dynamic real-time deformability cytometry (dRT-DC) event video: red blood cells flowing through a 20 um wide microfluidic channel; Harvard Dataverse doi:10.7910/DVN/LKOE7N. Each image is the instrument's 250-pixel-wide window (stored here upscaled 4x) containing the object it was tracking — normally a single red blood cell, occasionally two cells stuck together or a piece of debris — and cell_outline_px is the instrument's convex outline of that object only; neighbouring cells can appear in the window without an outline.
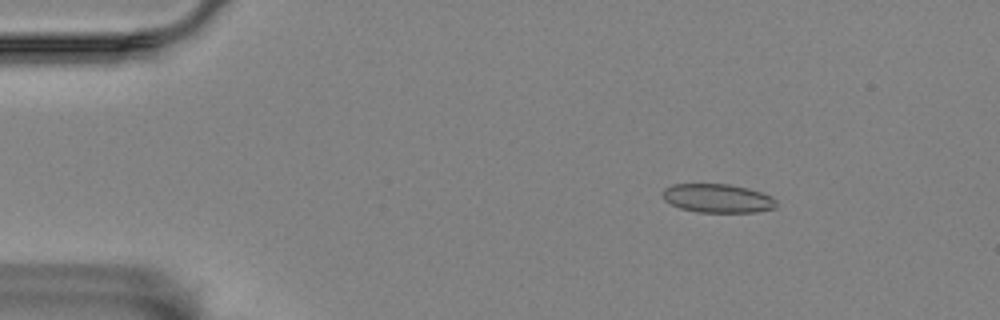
{"species": "Egyptian fruit bat (a non-hibernating species)", "species_latin": "Rousettus aegyptiacus", "temperature_condition": "room temperature", "stored_images_in_passage": 57, "camera_frame_rate_fps": 3000, "um_per_image_px": 0.085, "animal": {"sex": "female"}, "frame": {"image": 1, "passage_image": 8, "time_ms": 2.333, "image_size_px": [1000, 320], "cell_outline_px": [[776, 208], [756, 212], [700, 212], [680, 208], [664, 200], [660, 192], [664, 188], [672, 184], [728, 184], [748, 188], [772, 196], [776, 200]], "centroid_in_image_um": [60.98, 16.85], "position_along_channel_um": 24.0, "area_um2": 19.13}}
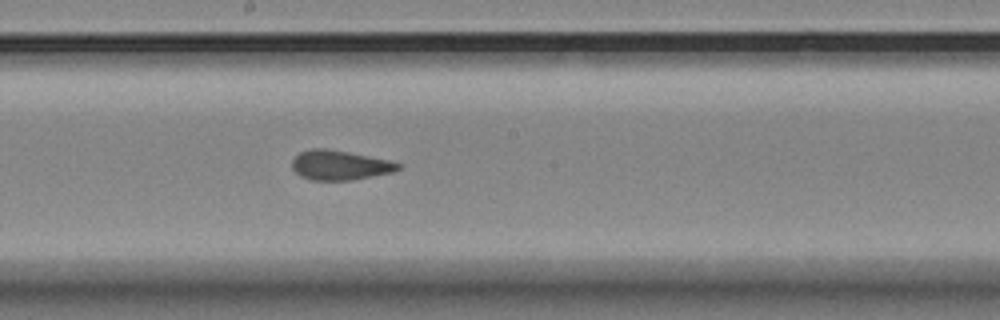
{"frame": {"image": 2, "passage_image": 31, "time_ms": 10.0, "image_size_px": [1000, 320], "cell_outline_px": [[400, 168], [392, 172], [352, 180], [312, 180], [300, 176], [292, 168], [292, 160], [300, 152], [312, 148], [328, 148], [388, 160], [400, 164]], "centroid_in_image_um": [28.84, 14.04], "position_along_channel_um": 219.4, "area_um2": 18.15}}
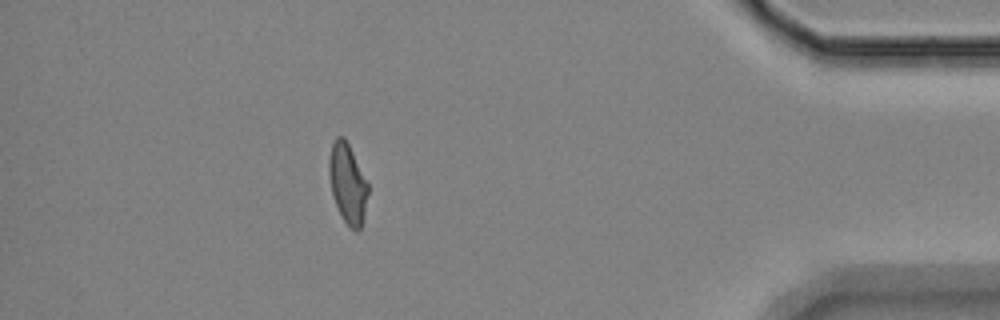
{"frame": {"image": 3, "passage_image": 51, "time_ms": 16.667, "image_size_px": [1000, 320], "cell_outline_px": [[368, 192], [364, 212], [360, 228], [356, 232], [344, 220], [336, 204], [332, 192], [328, 172], [328, 160], [332, 144], [336, 136], [344, 136], [368, 184]], "centroid_in_image_um": [29.53, 15.55], "position_along_channel_um": 405.7, "area_um2": 17.63}, "authors_computed_cell_mechanics": {"area_um2": 18.9006, "velocity_mm_per_s": 3.4629, "shape_relaxation_time_tau1_ms": null, "shape_relaxation_time_tau2_ms": 1.5708, "deformation_change_tau1": null, "deformation_change_tau2": 0.0643}}